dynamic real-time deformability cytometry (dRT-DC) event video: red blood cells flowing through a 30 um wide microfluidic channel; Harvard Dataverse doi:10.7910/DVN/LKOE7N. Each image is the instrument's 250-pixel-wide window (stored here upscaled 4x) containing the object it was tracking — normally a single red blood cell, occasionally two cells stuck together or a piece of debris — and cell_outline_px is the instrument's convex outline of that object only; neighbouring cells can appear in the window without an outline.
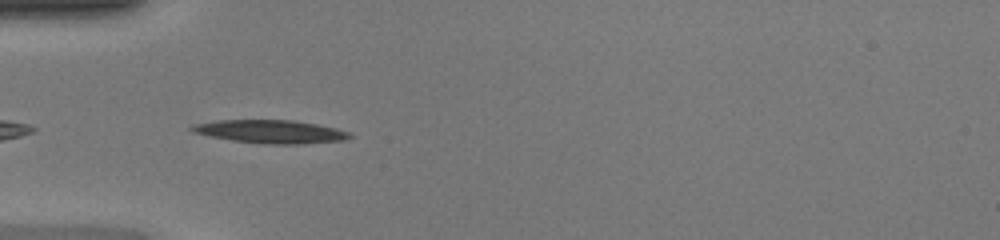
{"species": "common noctule bat (a hibernating species)", "species_latin": "Nyctalus noctula", "temperature_condition": "warm", "stored_images_in_passage": 36, "camera_frame_rate_fps": 3000, "um_per_image_px": 0.085, "animal": {"sex": "female", "body_mass_g": 20.0, "forearm_length_mm": 54.0}, "frame": {"image": 1, "passage_image": 3, "time_ms": 0.667, "image_size_px": [1000, 240], "cell_outline_px": [[352, 136], [344, 140], [300, 144], [264, 144], [232, 140], [192, 132], [188, 128], [192, 124], [216, 120], [292, 120], [316, 124], [336, 128], [348, 132]], "centroid_in_image_um": [22.96, 11.18], "position_along_channel_um": 62.0, "area_um2": 21.27}}
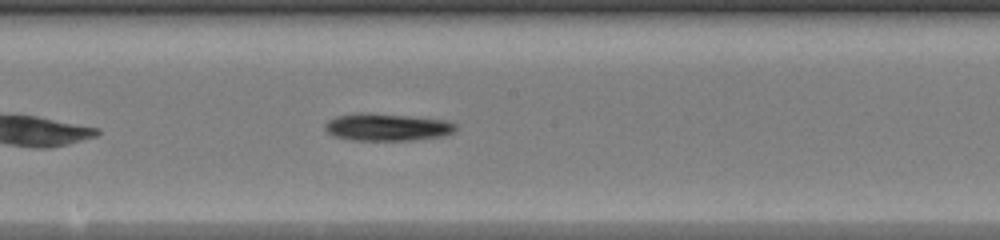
{"frame": {"image": 2, "passage_image": 14, "time_ms": 4.333, "image_size_px": [1000, 240], "cell_outline_px": [[456, 132], [444, 136], [412, 140], [352, 140], [332, 136], [324, 128], [324, 124], [328, 120], [336, 116], [352, 112], [364, 112], [408, 116], [448, 120], [456, 124]], "centroid_in_image_um": [32.89, 10.8], "position_along_channel_um": 215.3, "area_um2": 21.15}}
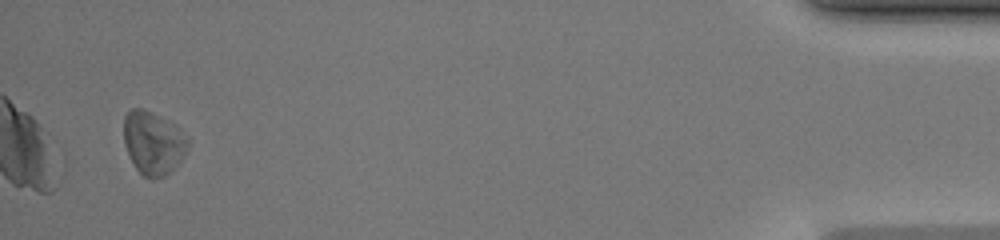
{"frame": {"image": 3, "passage_image": 34, "time_ms": 11.0, "image_size_px": [1000, 240], "cell_outline_px": [[188, 148], [180, 160], [164, 176], [152, 180], [144, 176], [136, 168], [124, 144], [124, 116], [132, 108], [140, 108], [168, 120], [176, 124], [188, 136]], "centroid_in_image_um": [13.03, 12.13], "position_along_channel_um": 422.2, "area_um2": 23.41}, "authors_computed_cell_mechanics": {"area_um2": 20.9236, "velocity_mm_per_s": 4.2731, "shape_relaxation_time_tau1_ms": 7.8453, "shape_relaxation_time_tau2_ms": null, "deformation_change_tau1": 0.1526, "deformation_change_tau2": null}}